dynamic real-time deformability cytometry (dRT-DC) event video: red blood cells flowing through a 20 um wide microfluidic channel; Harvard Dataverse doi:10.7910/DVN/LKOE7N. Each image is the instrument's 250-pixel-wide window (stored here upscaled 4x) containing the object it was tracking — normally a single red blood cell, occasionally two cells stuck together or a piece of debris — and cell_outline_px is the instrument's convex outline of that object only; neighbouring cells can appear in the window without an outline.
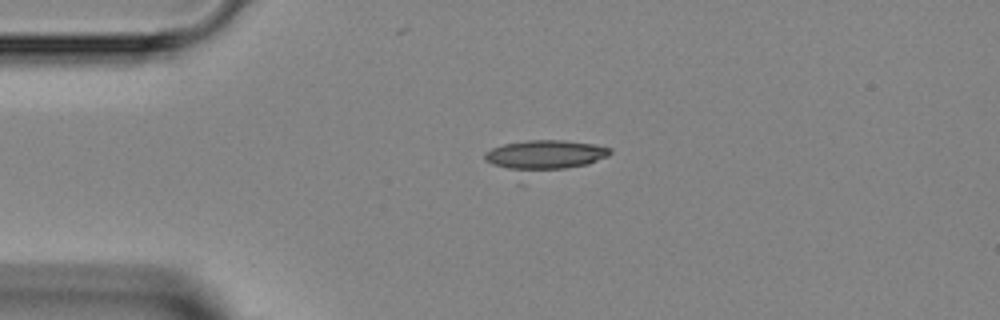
{"species": "Egyptian fruit bat (a non-hibernating species)", "species_latin": "Rousettus aegyptiacus", "temperature_condition": "room temperature", "stored_images_in_passage": 37, "camera_frame_rate_fps": 3000, "um_per_image_px": 0.085, "animal": {"sex": "female"}, "frame": {"image": 1, "passage_image": 1, "time_ms": 0.0, "image_size_px": [1000, 320], "cell_outline_px": [[612, 152], [608, 156], [588, 164], [524, 184], [516, 184], [484, 160], [484, 156], [492, 148], [504, 144], [528, 140], [564, 140], [596, 144], [612, 148]], "centroid_in_image_um": [46.12, 13.45], "position_along_channel_um": 38.9, "area_um2": 26.24}}
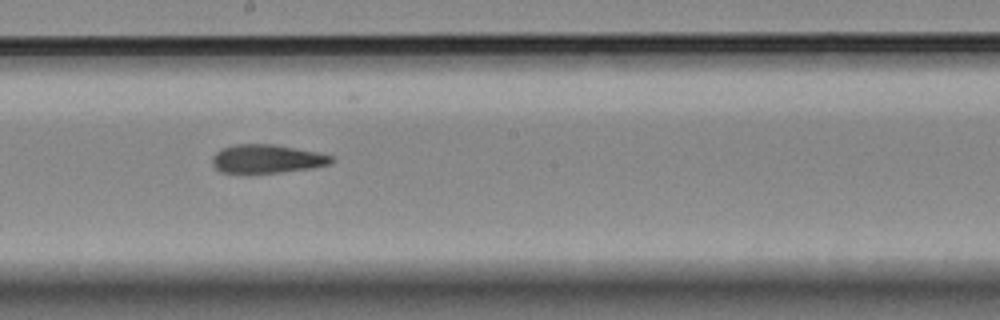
{"frame": {"image": 2, "passage_image": 16, "time_ms": 5.0, "image_size_px": [1000, 320], "cell_outline_px": [[336, 160], [328, 164], [312, 168], [280, 172], [220, 172], [212, 164], [212, 156], [220, 148], [236, 144], [276, 144], [316, 152], [332, 156]], "centroid_in_image_um": [22.67, 13.48], "position_along_channel_um": 225.5, "area_um2": 19.71}}
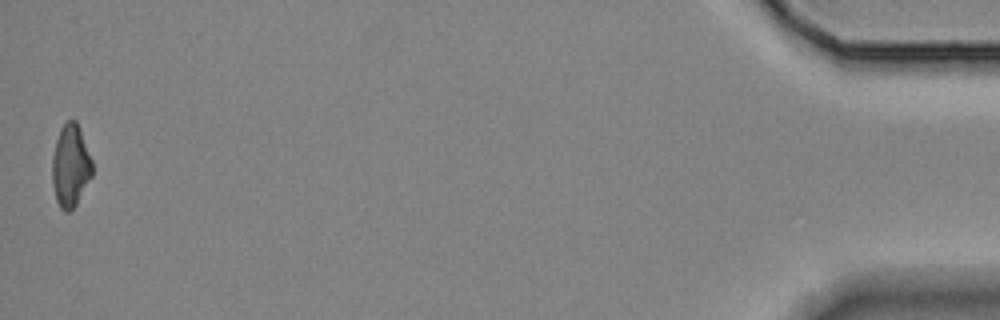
{"frame": {"image": 3, "passage_image": 37, "time_ms": 12.0, "image_size_px": [1000, 320], "cell_outline_px": [[92, 176], [76, 204], [68, 212], [64, 212], [60, 208], [56, 200], [52, 184], [52, 160], [56, 140], [60, 128], [68, 120], [76, 120], [80, 128], [92, 160]], "centroid_in_image_um": [5.99, 14.09], "position_along_channel_um": 429.2, "area_um2": 19.25}}